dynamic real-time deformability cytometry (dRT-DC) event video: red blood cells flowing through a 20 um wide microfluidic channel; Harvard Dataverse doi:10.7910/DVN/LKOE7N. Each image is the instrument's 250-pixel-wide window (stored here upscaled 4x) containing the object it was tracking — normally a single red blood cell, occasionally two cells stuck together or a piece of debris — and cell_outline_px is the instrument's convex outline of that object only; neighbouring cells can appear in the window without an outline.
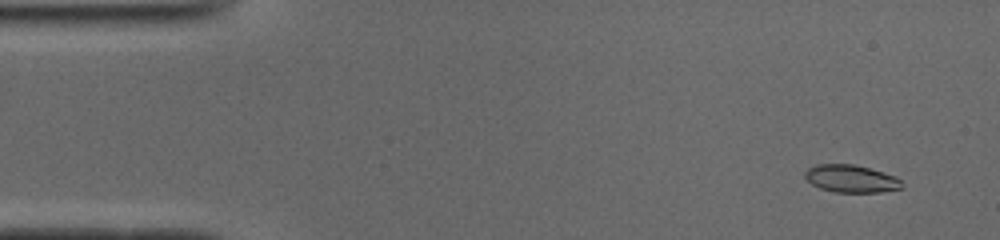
{"species": "common noctule bat (a hibernating species)", "species_latin": "Nyctalus noctula", "temperature_condition": "cold", "stored_images_in_passage": 30, "camera_frame_rate_fps": 3000, "um_per_image_px": 0.085, "animal": {"sex": "male", "body_mass_g": 19.0, "forearm_length_mm": 50.8}, "frame": {"image": 1, "passage_image": 4, "time_ms": 1.0, "image_size_px": [1000, 240], "cell_outline_px": [[904, 188], [880, 192], [836, 192], [820, 188], [812, 184], [804, 176], [804, 172], [808, 168], [816, 164], [852, 164], [868, 168], [896, 176], [904, 184]], "centroid_in_image_um": [72.36, 15.19], "position_along_channel_um": 12.6, "area_um2": 15.55}}
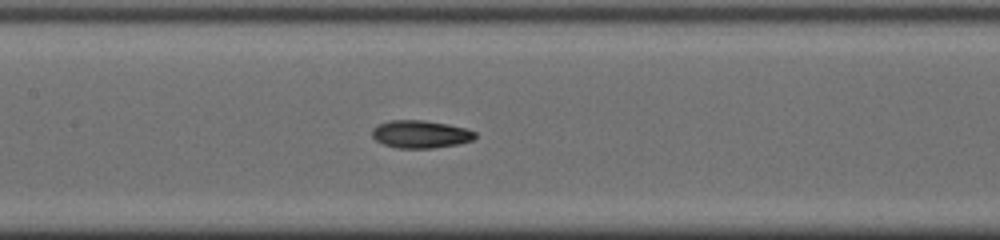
{"frame": {"image": 2, "passage_image": 24, "time_ms": 7.667, "image_size_px": [1000, 240], "cell_outline_px": [[476, 136], [472, 140], [456, 144], [432, 148], [396, 148], [384, 144], [376, 140], [372, 136], [372, 128], [376, 124], [388, 120], [424, 120], [448, 124], [464, 128], [476, 132]], "centroid_in_image_um": [35.7, 11.39], "position_along_channel_um": 171.7, "area_um2": 16.65}}
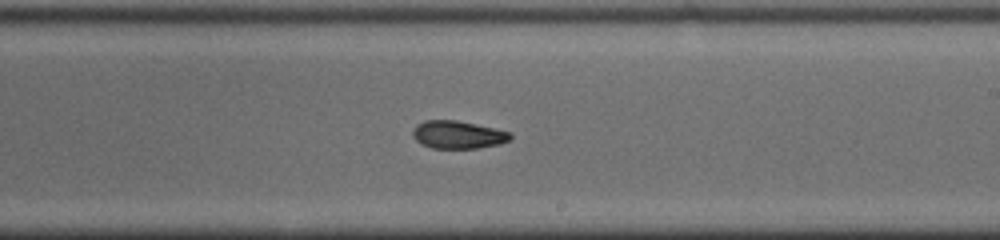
{"frame": {"image": 3, "passage_image": 30, "time_ms": 9.667, "image_size_px": [1000, 240], "cell_outline_px": [[512, 136], [508, 140], [500, 144], [476, 148], [432, 148], [420, 144], [412, 136], [412, 132], [416, 124], [424, 120], [456, 120], [492, 128], [508, 132]], "centroid_in_image_um": [38.85, 11.45], "position_along_channel_um": 250.2, "area_um2": 15.66}}